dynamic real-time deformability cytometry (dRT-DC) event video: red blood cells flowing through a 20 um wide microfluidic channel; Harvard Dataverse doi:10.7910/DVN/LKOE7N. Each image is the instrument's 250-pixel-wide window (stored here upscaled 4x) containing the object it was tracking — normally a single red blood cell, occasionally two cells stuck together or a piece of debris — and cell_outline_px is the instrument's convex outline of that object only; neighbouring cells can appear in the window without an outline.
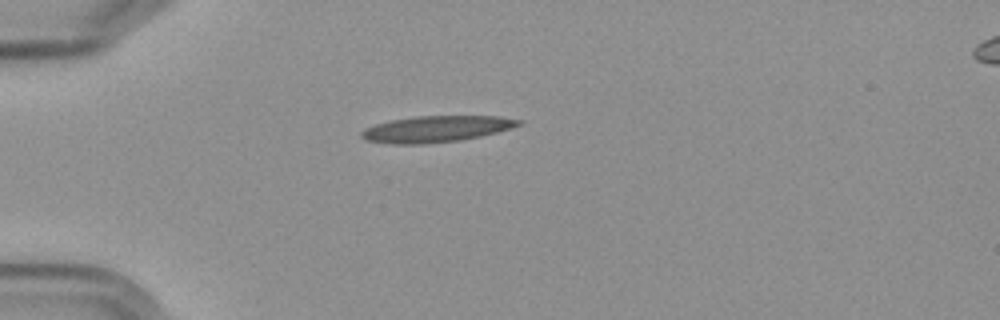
{"species": "Egyptian fruit bat (a non-hibernating species)", "species_latin": "Rousettus aegyptiacus", "temperature_condition": "cold", "stored_images_in_passage": 5, "camera_frame_rate_fps": 3000, "um_per_image_px": 0.085, "frame": {"image": 1, "passage_image": 1, "time_ms": 0.0, "image_size_px": [1000, 320], "cell_outline_px": [[524, 120], [520, 124], [496, 132], [480, 136], [460, 140], [420, 144], [392, 144], [364, 140], [360, 136], [360, 132], [364, 128], [376, 124], [392, 120], [416, 116], [500, 116]], "centroid_in_image_um": [37.03, 10.96], "position_along_channel_um": 48.0, "area_um2": 23.93}}
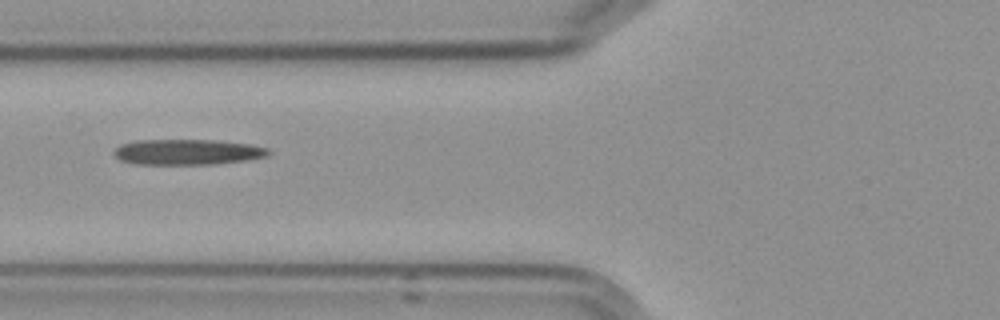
{"frame": {"image": 2, "passage_image": 3, "time_ms": 2.333, "image_size_px": [1000, 320], "cell_outline_px": [[272, 152], [268, 156], [248, 160], [216, 164], [136, 164], [120, 160], [112, 152], [120, 144], [136, 140], [216, 140], [252, 144], [268, 148]], "centroid_in_image_um": [15.97, 12.92], "position_along_channel_um": 109.8, "area_um2": 23.24}}
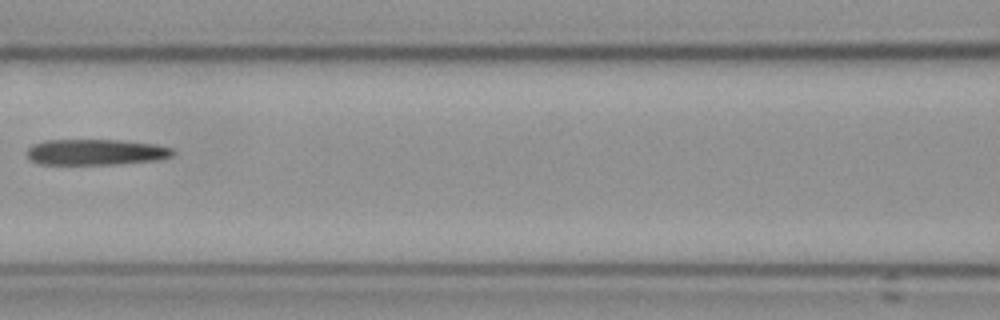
{"frame": {"image": 3, "passage_image": 4, "time_ms": 3.667, "image_size_px": [1000, 320], "cell_outline_px": [[176, 152], [172, 156], [156, 160], [120, 164], [36, 164], [28, 160], [28, 148], [32, 144], [44, 140], [120, 140], [156, 144], [172, 148]], "centroid_in_image_um": [8.13, 12.93], "position_along_channel_um": 158.5, "area_um2": 22.2}}